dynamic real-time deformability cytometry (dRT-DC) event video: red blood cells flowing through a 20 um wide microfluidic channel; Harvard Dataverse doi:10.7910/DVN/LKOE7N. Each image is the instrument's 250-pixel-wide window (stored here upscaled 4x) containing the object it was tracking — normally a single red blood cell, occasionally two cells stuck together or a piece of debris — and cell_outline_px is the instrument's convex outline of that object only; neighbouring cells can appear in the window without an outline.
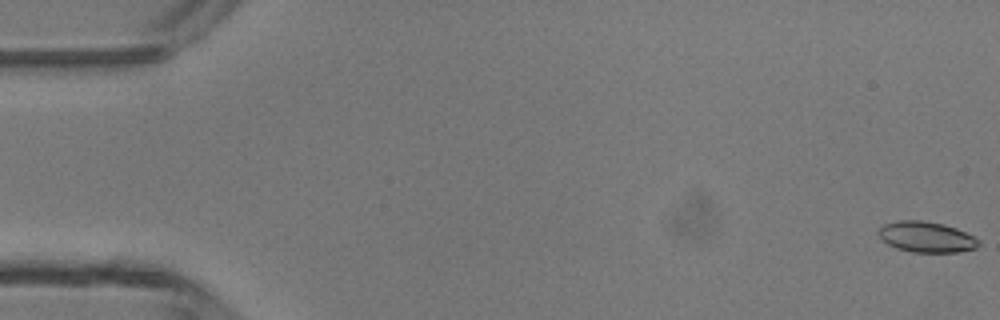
{"species": "common noctule bat (a hibernating species)", "species_latin": "Nyctalus noctula", "temperature_condition": "room temperature", "stored_images_in_passage": 8, "camera_frame_rate_fps": 3000, "um_per_image_px": 0.085, "animal": {"sex": "male", "body_mass_g": 13.3}, "frame": {"image": 1, "passage_image": 1, "time_ms": 0.0, "image_size_px": [1000, 320], "cell_outline_px": [[980, 244], [976, 248], [956, 252], [912, 252], [896, 248], [888, 244], [876, 232], [884, 224], [900, 220], [924, 220], [944, 224], [956, 228], [980, 240]], "centroid_in_image_um": [78.74, 20.14], "position_along_channel_um": 6.3, "area_um2": 17.86}}